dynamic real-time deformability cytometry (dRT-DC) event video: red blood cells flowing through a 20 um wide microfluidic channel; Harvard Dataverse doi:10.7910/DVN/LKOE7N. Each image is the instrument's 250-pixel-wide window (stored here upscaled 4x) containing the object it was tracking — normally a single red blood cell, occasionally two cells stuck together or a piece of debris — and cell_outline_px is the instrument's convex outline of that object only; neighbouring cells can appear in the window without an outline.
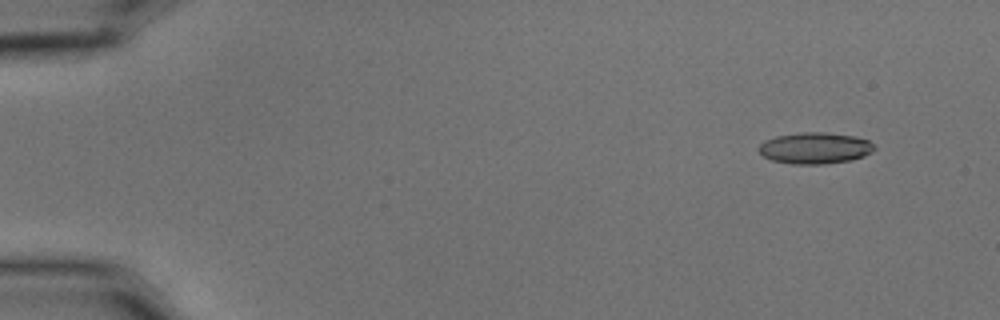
{"species": "common noctule bat (a hibernating species)", "species_latin": "Nyctalus noctula", "temperature_condition": "cold", "stored_images_in_passage": 5, "camera_frame_rate_fps": 3000, "um_per_image_px": 0.085, "animal": {"sex": "male", "body_mass_g": 15.6}, "frame": {"image": 1, "passage_image": 2, "time_ms": 0.333, "image_size_px": [1000, 320], "cell_outline_px": [[876, 148], [872, 152], [864, 156], [852, 160], [824, 164], [792, 164], [772, 160], [764, 156], [756, 148], [764, 140], [776, 136], [800, 132], [824, 132], [856, 136], [868, 140]], "centroid_in_image_um": [69.27, 12.58], "position_along_channel_um": 15.7, "area_um2": 21.27}}
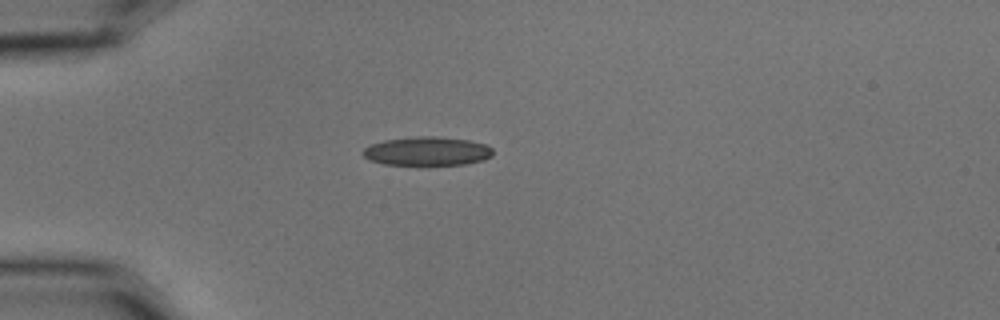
{"frame": {"image": 2, "passage_image": 5, "time_ms": 1.333, "image_size_px": [1000, 320], "cell_outline_px": [[492, 156], [484, 160], [464, 164], [428, 168], [416, 168], [384, 164], [368, 160], [360, 152], [364, 148], [372, 144], [384, 140], [416, 136], [436, 136], [468, 140], [484, 144], [492, 148]], "centroid_in_image_um": [36.26, 12.91], "position_along_channel_um": 48.7, "area_um2": 23.0}}